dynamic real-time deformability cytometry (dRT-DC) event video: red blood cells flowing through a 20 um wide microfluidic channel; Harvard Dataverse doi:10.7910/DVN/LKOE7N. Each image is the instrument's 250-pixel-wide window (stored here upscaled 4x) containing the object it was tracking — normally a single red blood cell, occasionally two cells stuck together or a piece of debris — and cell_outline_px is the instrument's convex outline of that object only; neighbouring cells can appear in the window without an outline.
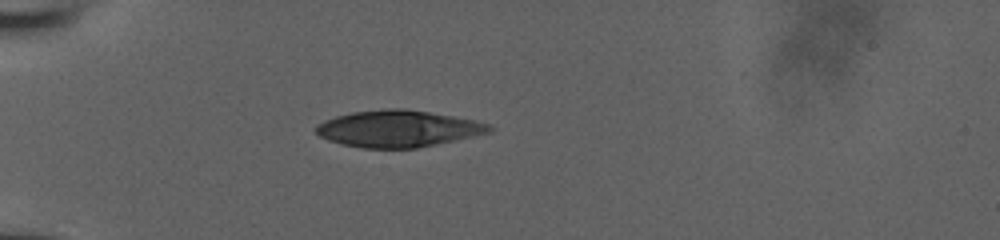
{"species": "human", "species_latin": "Homo sapiens", "temperature_condition": "room temperature", "stored_images_in_passage": 5, "camera_frame_rate_fps": 3000, "um_per_image_px": 0.085, "donor": {"sex": "male"}, "frame": {"image": 1, "passage_image": 1, "time_ms": 0.0, "image_size_px": [1000, 240], "cell_outline_px": [[496, 128], [492, 132], [436, 144], [416, 148], [364, 148], [344, 144], [328, 140], [320, 136], [316, 132], [316, 124], [324, 120], [336, 116], [352, 112], [384, 108], [404, 108], [476, 120], [492, 124]], "centroid_in_image_um": [33.87, 10.93], "position_along_channel_um": 51.1, "area_um2": 37.11}}
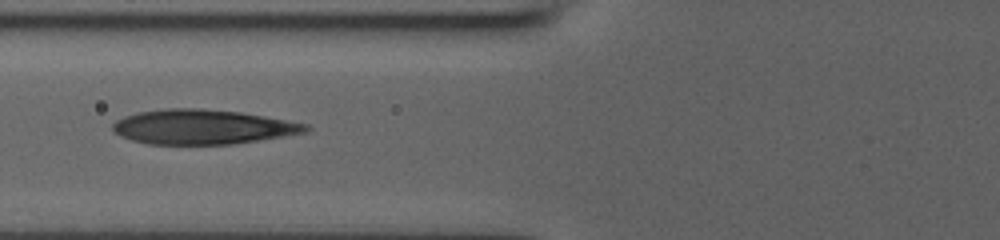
{"frame": {"image": 2, "passage_image": 4, "time_ms": 1.0, "image_size_px": [1000, 240], "cell_outline_px": [[312, 128], [308, 132], [284, 136], [232, 144], [148, 144], [132, 140], [120, 136], [112, 128], [112, 124], [116, 120], [124, 116], [140, 112], [168, 108], [200, 108], [240, 112], [264, 116], [308, 124]], "centroid_in_image_um": [17.23, 10.78], "position_along_channel_um": 108.6, "area_um2": 38.9}}